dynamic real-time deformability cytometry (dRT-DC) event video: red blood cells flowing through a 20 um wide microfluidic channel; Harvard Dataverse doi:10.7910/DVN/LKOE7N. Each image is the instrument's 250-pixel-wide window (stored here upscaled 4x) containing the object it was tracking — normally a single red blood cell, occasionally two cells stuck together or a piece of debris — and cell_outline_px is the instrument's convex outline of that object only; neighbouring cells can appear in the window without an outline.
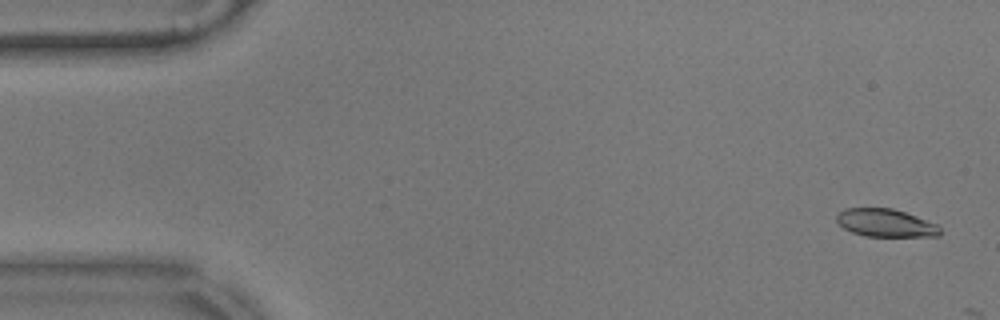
{"species": "common noctule bat (a hibernating species)", "species_latin": "Nyctalus noctula", "temperature_condition": "warm", "stored_images_in_passage": 5, "camera_frame_rate_fps": 3000, "um_per_image_px": 0.085, "animal": {"sex": "male", "body_mass_g": 17.9}, "frame": {"image": 1, "passage_image": 2, "time_ms": 0.333, "image_size_px": [1000, 320], "cell_outline_px": [[940, 236], [864, 236], [852, 232], [844, 228], [836, 220], [836, 216], [844, 208], [892, 208], [916, 216], [936, 224], [940, 228]], "centroid_in_image_um": [75.26, 18.95], "position_along_channel_um": 9.7, "area_um2": 16.65}}